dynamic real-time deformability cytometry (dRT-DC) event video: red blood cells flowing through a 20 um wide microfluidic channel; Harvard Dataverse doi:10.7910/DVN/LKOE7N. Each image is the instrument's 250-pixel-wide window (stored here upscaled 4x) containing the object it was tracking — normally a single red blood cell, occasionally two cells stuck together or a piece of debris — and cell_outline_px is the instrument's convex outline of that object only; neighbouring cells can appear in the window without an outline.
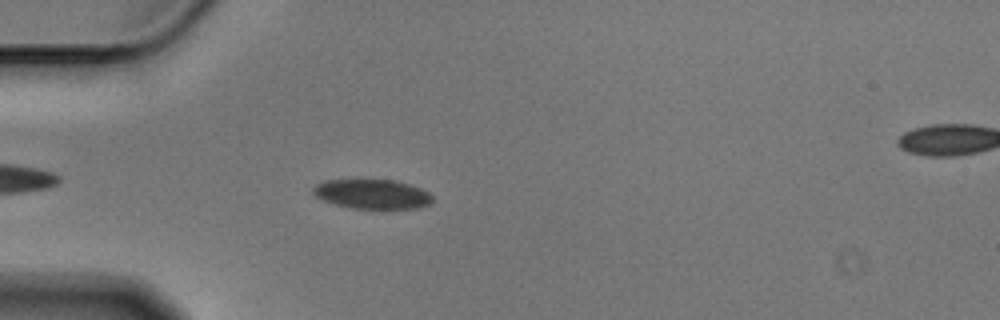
{"species": "Egyptian fruit bat (a non-hibernating species)", "species_latin": "Rousettus aegyptiacus", "temperature_condition": "cold", "stored_images_in_passage": 46, "camera_frame_rate_fps": 3000, "um_per_image_px": 0.085, "animal": {"sex": "male"}, "frame": {"image": 1, "passage_image": 6, "time_ms": 1.667, "image_size_px": [1000, 320], "cell_outline_px": [[432, 200], [428, 204], [420, 208], [352, 208], [336, 204], [324, 200], [316, 196], [312, 192], [312, 188], [316, 184], [324, 180], [392, 180], [408, 184], [420, 188], [428, 192], [432, 196]], "centroid_in_image_um": [31.62, 16.49], "position_along_channel_um": 53.4, "area_um2": 20.23}}
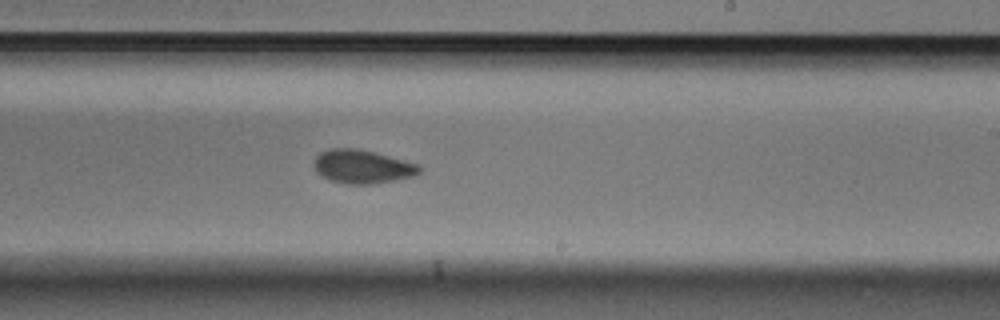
{"frame": {"image": 2, "passage_image": 24, "time_ms": 7.667, "image_size_px": [1000, 320], "cell_outline_px": [[420, 172], [416, 176], [372, 184], [348, 184], [332, 180], [320, 176], [316, 172], [312, 164], [316, 156], [320, 152], [328, 148], [360, 148], [376, 152], [420, 164]], "centroid_in_image_um": [30.79, 14.15], "position_along_channel_um": 258.2, "area_um2": 20.98}}
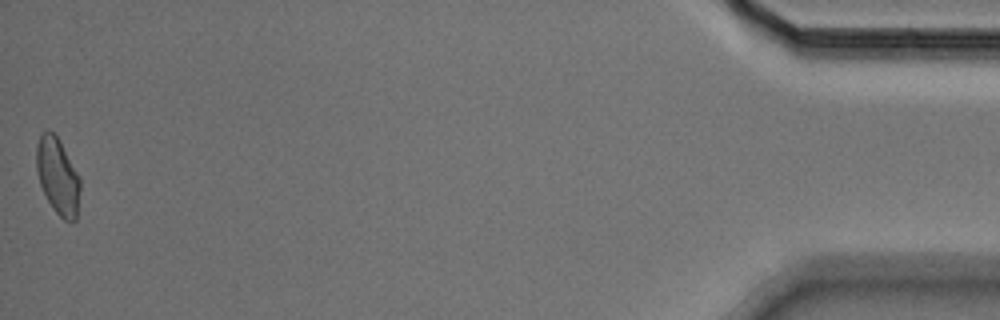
{"frame": {"image": 3, "passage_image": 46, "time_ms": 15.0, "image_size_px": [1000, 320], "cell_outline_px": [[80, 188], [76, 220], [64, 220], [52, 208], [40, 184], [36, 168], [36, 144], [40, 136], [48, 128], [60, 140], [80, 176]], "centroid_in_image_um": [4.91, 14.94], "position_along_channel_um": 430.3, "area_um2": 19.48}, "authors_computed_cell_mechanics": {"area_um2": 20.3745, "velocity_mm_per_s": 3.5726, "shape_relaxation_time_tau1_ms": 4.0272, "shape_relaxation_time_tau2_ms": 3.0585, "deformation_change_tau1": 0.0899, "deformation_change_tau2": 0.0732}}